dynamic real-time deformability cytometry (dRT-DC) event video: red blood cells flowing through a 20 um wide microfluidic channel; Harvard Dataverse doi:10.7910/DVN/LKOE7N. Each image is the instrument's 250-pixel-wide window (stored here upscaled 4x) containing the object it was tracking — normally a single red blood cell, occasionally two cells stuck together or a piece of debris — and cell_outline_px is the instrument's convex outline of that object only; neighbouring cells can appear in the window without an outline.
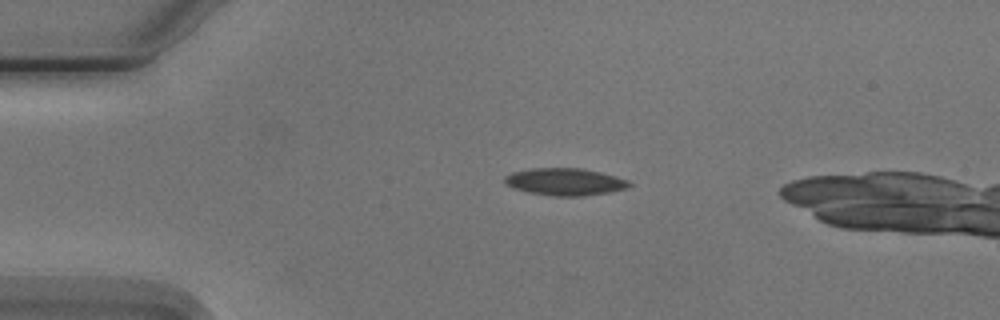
{"species": "Egyptian fruit bat (a non-hibernating species)", "species_latin": "Rousettus aegyptiacus", "temperature_condition": "cold", "stored_images_in_passage": 5, "camera_frame_rate_fps": 3000, "um_per_image_px": 0.085, "animal": {"sex": "male"}, "frame": {"image": 1, "passage_image": 4, "time_ms": 3.667, "image_size_px": [1000, 320], "cell_outline_px": [[632, 184], [628, 188], [608, 192], [584, 196], [552, 196], [528, 192], [504, 184], [504, 176], [512, 172], [528, 168], [580, 168], [600, 172], [616, 176], [628, 180]], "centroid_in_image_um": [48.01, 15.45], "position_along_channel_um": 37.0, "area_um2": 19.83}}